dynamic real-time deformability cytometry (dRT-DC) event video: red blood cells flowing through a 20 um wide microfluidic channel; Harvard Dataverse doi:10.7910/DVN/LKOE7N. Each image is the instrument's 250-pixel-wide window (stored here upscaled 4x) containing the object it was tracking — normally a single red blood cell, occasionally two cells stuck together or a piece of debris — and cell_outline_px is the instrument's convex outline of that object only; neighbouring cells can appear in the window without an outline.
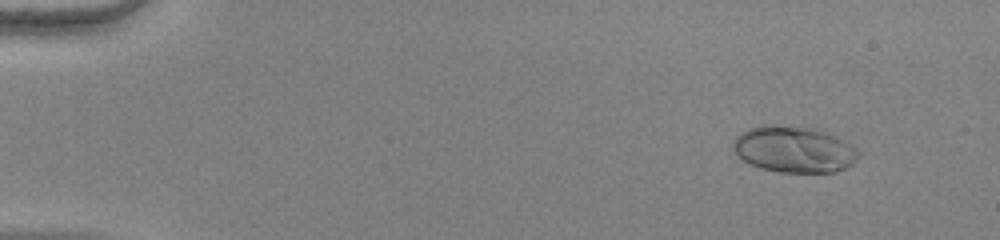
{"species": "human", "species_latin": "Homo sapiens", "temperature_condition": "warm", "stored_images_in_passage": 50, "camera_frame_rate_fps": 3000, "um_per_image_px": 0.085, "donor": {"sex": "female"}, "frame": {"image": 1, "passage_image": 2, "time_ms": 0.333, "image_size_px": [1000, 240], "cell_outline_px": [[860, 156], [852, 164], [836, 172], [780, 172], [760, 168], [748, 164], [736, 156], [732, 148], [732, 140], [740, 132], [748, 128], [764, 124], [772, 124], [808, 128], [824, 132], [836, 136], [852, 144], [860, 152]], "centroid_in_image_um": [67.44, 12.7], "position_along_channel_um": 17.6, "area_um2": 34.22}}
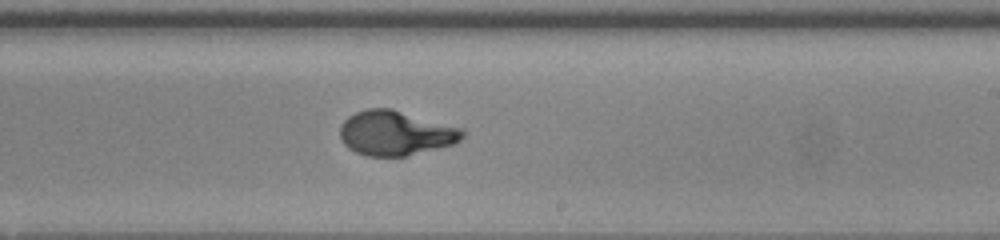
{"frame": {"image": 2, "passage_image": 30, "time_ms": 9.667, "image_size_px": [1000, 240], "cell_outline_px": [[464, 136], [460, 140], [452, 144], [404, 156], [364, 156], [348, 148], [340, 140], [340, 124], [348, 116], [356, 112], [368, 108], [392, 108], [464, 128]], "centroid_in_image_um": [33.6, 11.3], "position_along_channel_um": 255.4, "area_um2": 32.02}}
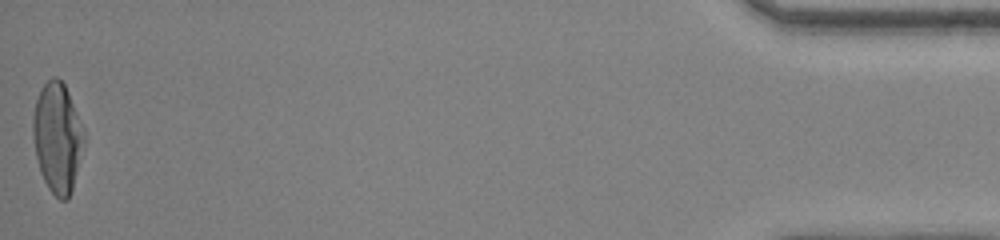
{"frame": {"image": 3, "passage_image": 50, "time_ms": 16.333, "image_size_px": [1000, 240], "cell_outline_px": [[84, 144], [72, 188], [68, 200], [60, 200], [48, 188], [40, 172], [36, 156], [32, 132], [32, 120], [36, 100], [40, 88], [52, 76], [56, 76], [64, 84], [68, 92], [84, 132]], "centroid_in_image_um": [4.86, 11.69], "position_along_channel_um": 430.3, "area_um2": 32.37}, "authors_computed_cell_mechanics": {"area_um2": 31.3854, "velocity_mm_per_s": 3.9256, "shape_relaxation_time_tau1_ms": 4.2077, "shape_relaxation_time_tau2_ms": null, "deformation_change_tau1": 0.2575, "deformation_change_tau2": null}}